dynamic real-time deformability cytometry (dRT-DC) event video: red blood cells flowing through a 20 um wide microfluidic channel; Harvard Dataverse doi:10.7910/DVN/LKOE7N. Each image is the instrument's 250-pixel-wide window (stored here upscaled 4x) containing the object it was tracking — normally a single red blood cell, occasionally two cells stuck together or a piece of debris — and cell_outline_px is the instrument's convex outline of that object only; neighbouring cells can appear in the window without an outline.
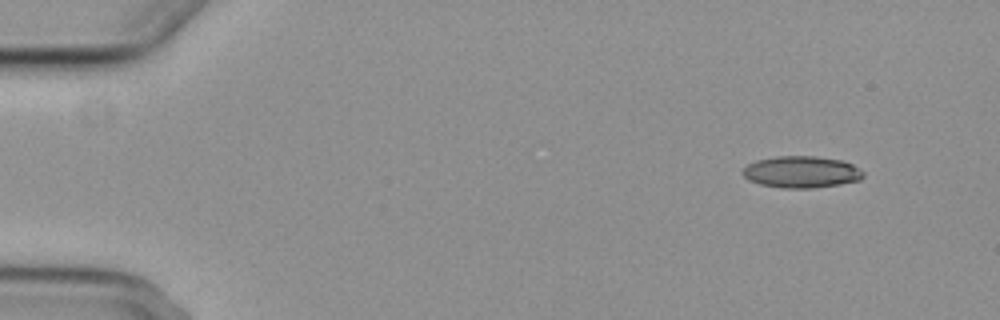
{"species": "common noctule bat (a hibernating species)", "species_latin": "Nyctalus noctula", "temperature_condition": "cold", "stored_images_in_passage": 4, "camera_frame_rate_fps": 3000, "um_per_image_px": 0.085, "animal": {"sex": "female", "body_mass_g": 29.2, "forearm_length_mm": 56.3}, "frame": {"image": 1, "passage_image": 1, "time_ms": 0.0, "image_size_px": [1000, 320], "cell_outline_px": [[864, 176], [860, 180], [840, 184], [812, 188], [784, 188], [760, 184], [748, 180], [740, 172], [748, 164], [756, 160], [776, 156], [812, 156], [840, 160], [852, 164], [860, 168], [864, 172]], "centroid_in_image_um": [68.11, 14.62], "position_along_channel_um": 16.9, "area_um2": 22.31}}